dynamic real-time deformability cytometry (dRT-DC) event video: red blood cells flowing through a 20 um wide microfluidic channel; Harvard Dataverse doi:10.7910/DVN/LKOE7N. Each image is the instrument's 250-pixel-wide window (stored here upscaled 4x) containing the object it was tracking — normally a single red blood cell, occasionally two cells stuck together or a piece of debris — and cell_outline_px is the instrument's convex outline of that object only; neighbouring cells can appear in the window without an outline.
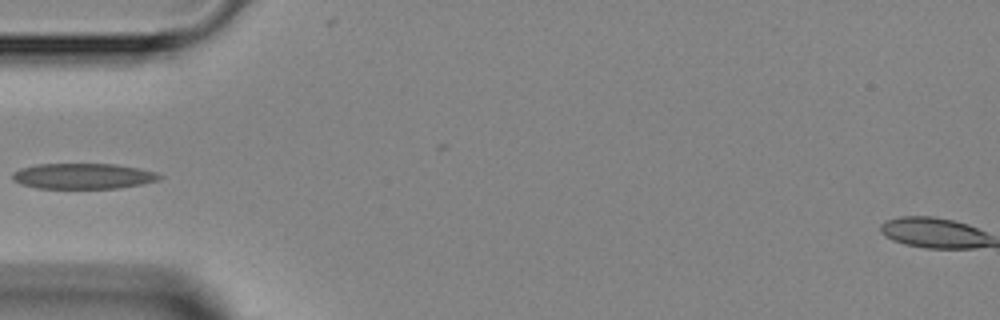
{"species": "Egyptian fruit bat (a non-hibernating species)", "species_latin": "Rousettus aegyptiacus", "temperature_condition": "room temperature", "stored_images_in_passage": 3, "camera_frame_rate_fps": 3000, "um_per_image_px": 0.085, "animal": {"sex": "female"}, "frame": {"image": 1, "passage_image": 3, "time_ms": 3.333, "image_size_px": [1000, 320], "cell_outline_px": [[164, 176], [160, 180], [120, 188], [36, 188], [20, 184], [12, 180], [12, 172], [20, 168], [36, 164], [116, 164], [156, 172]], "centroid_in_image_um": [7.04, 14.97], "position_along_channel_um": 78.0, "area_um2": 22.02}}